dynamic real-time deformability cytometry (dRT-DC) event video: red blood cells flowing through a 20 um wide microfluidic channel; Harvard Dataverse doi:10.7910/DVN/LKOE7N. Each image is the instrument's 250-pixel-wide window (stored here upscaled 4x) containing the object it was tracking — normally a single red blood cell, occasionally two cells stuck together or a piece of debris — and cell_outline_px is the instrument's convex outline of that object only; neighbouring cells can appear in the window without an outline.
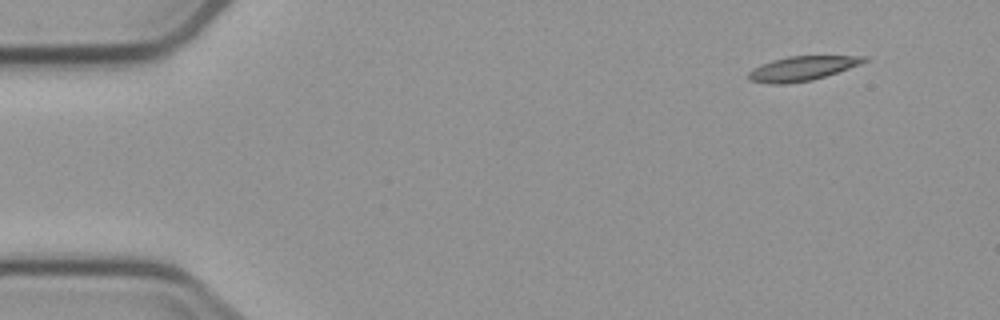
{"species": "common noctule bat (a hibernating species)", "species_latin": "Nyctalus noctula", "temperature_condition": "cold", "stored_images_in_passage": 4, "camera_frame_rate_fps": 3000, "um_per_image_px": 0.085, "animal": {"sex": "male", "body_mass_g": 23.1, "forearm_length_mm": 52.7}, "frame": {"image": 1, "passage_image": 1, "time_ms": 0.0, "image_size_px": [1000, 320], "cell_outline_px": [[868, 60], [860, 64], [812, 80], [784, 84], [768, 84], [748, 80], [748, 72], [752, 68], [760, 64], [772, 60], [788, 56], [868, 56]], "centroid_in_image_um": [68.11, 5.82], "position_along_channel_um": 16.9, "area_um2": 16.42}}
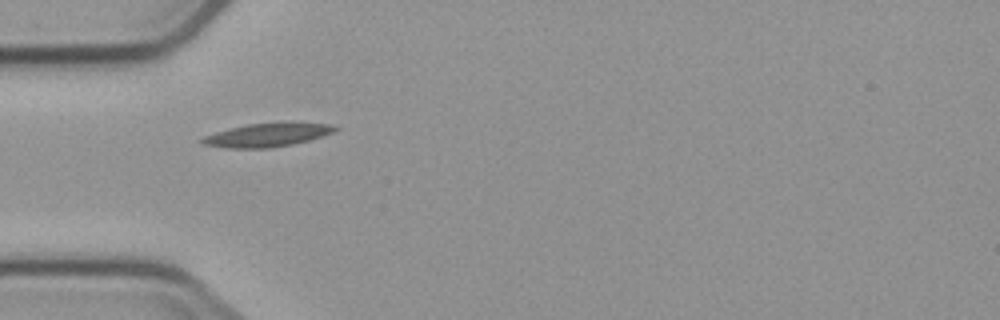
{"frame": {"image": 2, "passage_image": 4, "time_ms": 4.0, "image_size_px": [1000, 320], "cell_outline_px": [[340, 128], [332, 132], [308, 140], [292, 144], [272, 148], [224, 148], [200, 144], [200, 140], [204, 136], [228, 128], [248, 124], [332, 124]], "centroid_in_image_um": [22.6, 11.51], "position_along_channel_um": 62.4, "area_um2": 17.63}}